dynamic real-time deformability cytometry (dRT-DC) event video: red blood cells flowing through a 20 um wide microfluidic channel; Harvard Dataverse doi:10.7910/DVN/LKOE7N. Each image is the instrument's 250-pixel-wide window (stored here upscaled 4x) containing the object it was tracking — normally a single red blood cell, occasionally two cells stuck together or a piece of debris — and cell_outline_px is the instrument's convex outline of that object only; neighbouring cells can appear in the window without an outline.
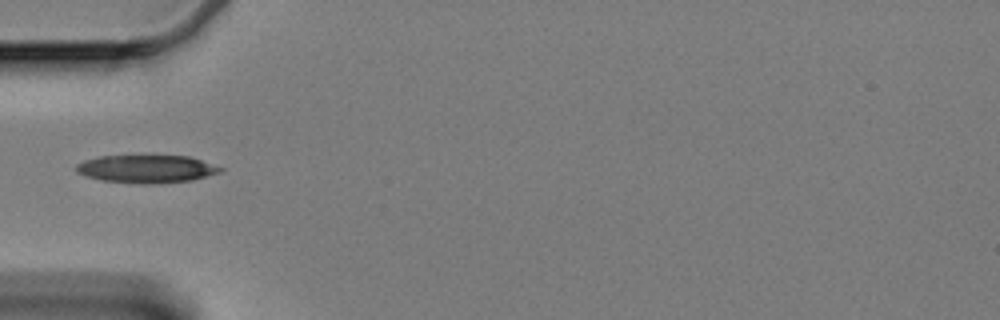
{"species": "Egyptian fruit bat (a non-hibernating species)", "species_latin": "Rousettus aegyptiacus", "temperature_condition": "cold", "stored_images_in_passage": 42, "camera_frame_rate_fps": 3000, "um_per_image_px": 0.085, "animal": {"sex": "female"}, "frame": {"image": 1, "passage_image": 1, "time_ms": 0.0, "image_size_px": [1000, 320], "cell_outline_px": [[224, 168], [220, 172], [192, 180], [152, 184], [140, 184], [100, 180], [76, 172], [76, 164], [84, 160], [100, 156], [188, 156]], "centroid_in_image_um": [12.43, 14.36], "position_along_channel_um": 72.6, "area_um2": 23.24}}
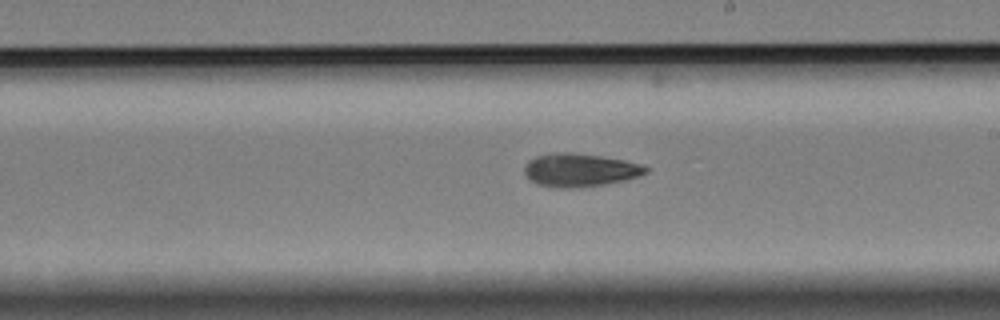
{"frame": {"image": 2, "passage_image": 16, "time_ms": 5.0, "image_size_px": [1000, 320], "cell_outline_px": [[652, 168], [648, 172], [640, 176], [624, 180], [604, 184], [572, 188], [556, 188], [536, 184], [528, 180], [524, 172], [524, 164], [528, 160], [536, 156], [552, 152], [568, 152], [600, 156], [624, 160], [644, 164]], "centroid_in_image_um": [49.28, 14.45], "position_along_channel_um": 239.7, "area_um2": 23.87}}
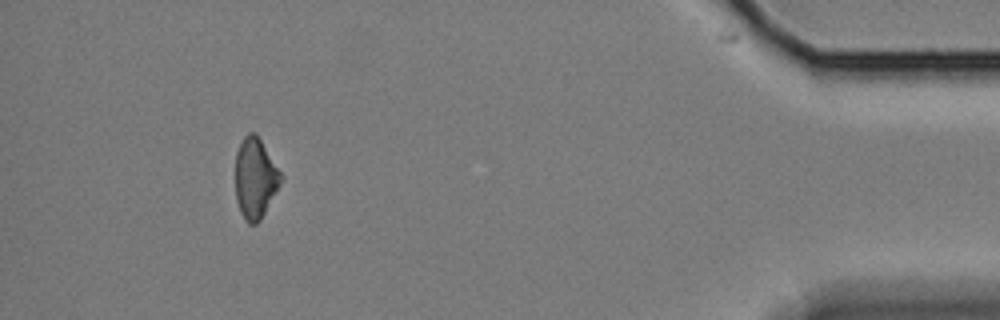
{"frame": {"image": 3, "passage_image": 37, "time_ms": 12.0, "image_size_px": [1000, 320], "cell_outline_px": [[284, 180], [260, 220], [256, 224], [248, 224], [244, 220], [240, 212], [236, 200], [236, 152], [244, 136], [248, 132], [256, 132], [284, 176]], "centroid_in_image_um": [21.72, 15.15], "position_along_channel_um": 413.5, "area_um2": 21.68}, "authors_computed_cell_mechanics": {"area_um2": 22.542, "velocity_mm_per_s": 3.3221, "shape_relaxation_time_tau1_ms": 5.6066, "shape_relaxation_time_tau2_ms": null, "deformation_change_tau1": 0.1121, "deformation_change_tau2": null}}